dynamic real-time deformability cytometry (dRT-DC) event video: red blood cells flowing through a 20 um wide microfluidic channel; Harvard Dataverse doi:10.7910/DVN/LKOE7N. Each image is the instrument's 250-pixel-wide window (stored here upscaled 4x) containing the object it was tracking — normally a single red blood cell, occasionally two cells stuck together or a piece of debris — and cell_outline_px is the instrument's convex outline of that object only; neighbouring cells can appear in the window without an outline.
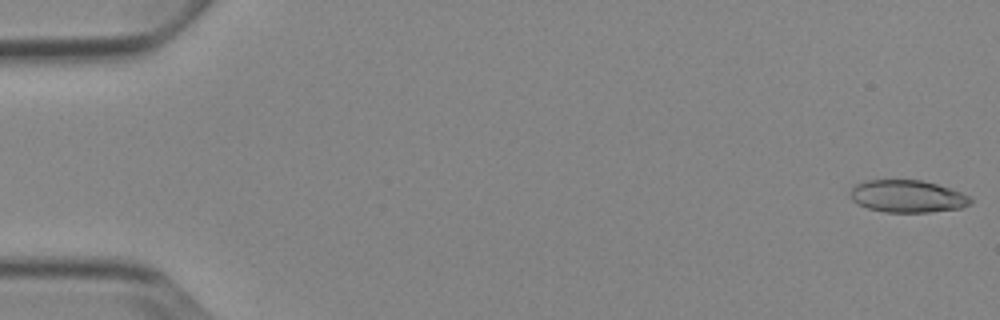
{"species": "Egyptian fruit bat (a non-hibernating species)", "species_latin": "Rousettus aegyptiacus", "temperature_condition": "cold", "stored_images_in_passage": 48, "camera_frame_rate_fps": 3000, "um_per_image_px": 0.085, "animal": {"sex": "female"}, "frame": {"image": 1, "passage_image": 1, "time_ms": 0.0, "image_size_px": [1000, 320], "cell_outline_px": [[972, 204], [960, 208], [928, 212], [884, 212], [868, 208], [856, 204], [848, 196], [852, 188], [856, 184], [868, 180], [920, 180], [936, 184], [972, 196]], "centroid_in_image_um": [77.12, 16.69], "position_along_channel_um": 7.9, "area_um2": 22.72}}
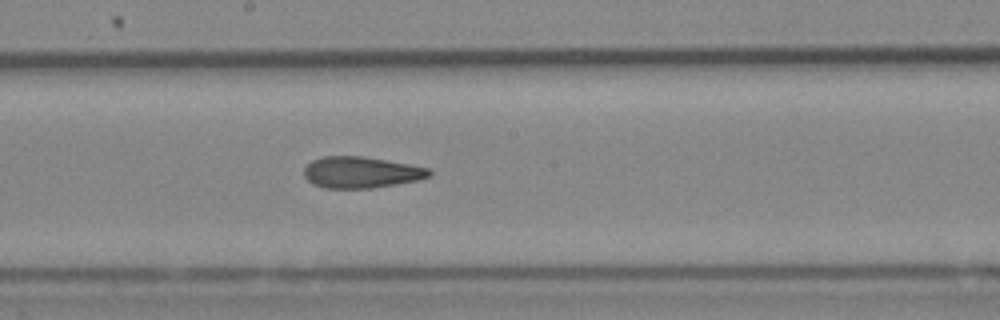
{"frame": {"image": 2, "passage_image": 29, "time_ms": 9.333, "image_size_px": [1000, 320], "cell_outline_px": [[432, 176], [420, 180], [372, 188], [324, 188], [312, 184], [304, 176], [304, 168], [312, 160], [320, 156], [364, 156], [408, 164], [428, 168], [432, 172]], "centroid_in_image_um": [30.69, 14.65], "position_along_channel_um": 217.5, "area_um2": 23.0}}
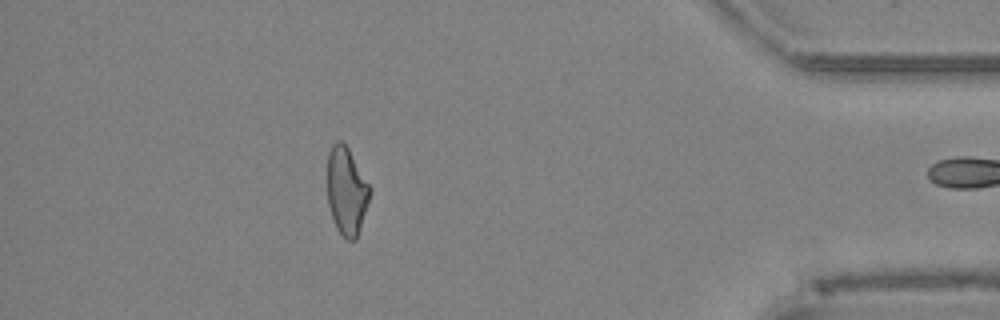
{"frame": {"image": 3, "passage_image": 47, "time_ms": 15.333, "image_size_px": [1000, 320], "cell_outline_px": [[372, 192], [356, 240], [344, 240], [336, 228], [328, 204], [328, 152], [332, 144], [336, 140], [340, 140], [348, 148], [372, 188]], "centroid_in_image_um": [29.47, 16.25], "position_along_channel_um": 405.7, "area_um2": 21.91}, "authors_computed_cell_mechanics": {"area_um2": 23.0911, "velocity_mm_per_s": 3.8631, "shape_relaxation_time_tau1_ms": null, "shape_relaxation_time_tau2_ms": 3.2361, "deformation_change_tau1": null, "deformation_change_tau2": 0.1302}}